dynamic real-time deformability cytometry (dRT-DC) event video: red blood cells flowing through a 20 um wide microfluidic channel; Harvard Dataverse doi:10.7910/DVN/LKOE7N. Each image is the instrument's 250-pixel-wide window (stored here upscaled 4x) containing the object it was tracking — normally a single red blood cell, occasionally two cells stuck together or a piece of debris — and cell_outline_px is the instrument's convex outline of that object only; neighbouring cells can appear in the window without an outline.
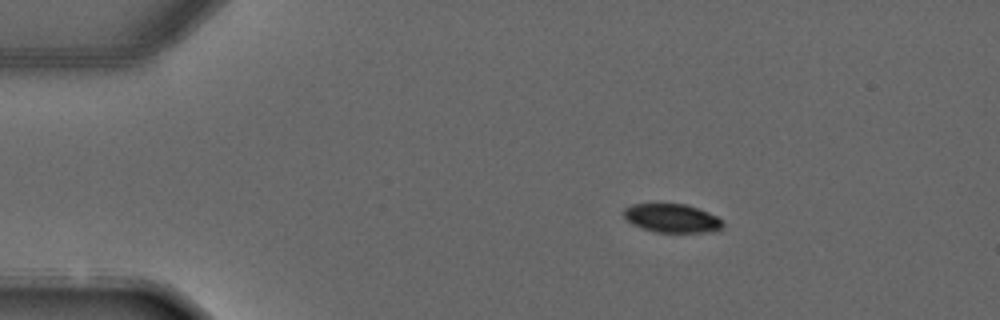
{"species": "common noctule bat (a hibernating species)", "species_latin": "Nyctalus noctula", "temperature_condition": "warm", "stored_images_in_passage": 4, "camera_frame_rate_fps": 3000, "um_per_image_px": 0.085, "animal": {"sex": "male", "forearm_length_mm": 52.5}, "frame": {"image": 1, "passage_image": 2, "time_ms": 1.333, "image_size_px": [1000, 320], "cell_outline_px": [[724, 228], [720, 232], [656, 232], [632, 224], [624, 216], [624, 208], [632, 204], [684, 204], [708, 212], [724, 220]], "centroid_in_image_um": [57.19, 18.56], "position_along_channel_um": 27.8, "area_um2": 16.59}}
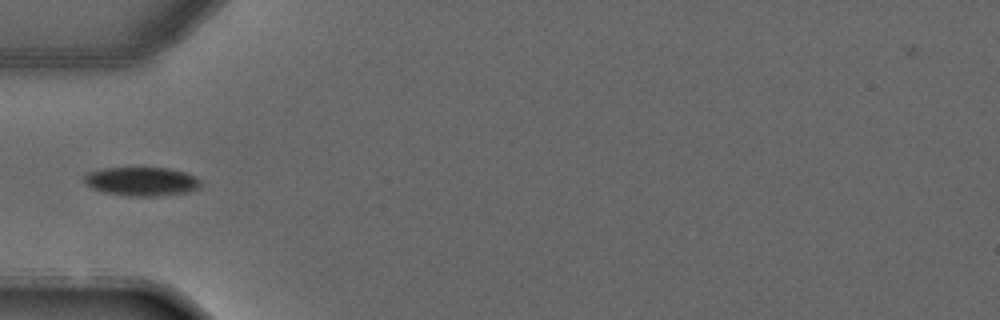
{"frame": {"image": 2, "passage_image": 4, "time_ms": 3.667, "image_size_px": [1000, 320], "cell_outline_px": [[200, 188], [188, 192], [156, 196], [128, 196], [104, 192], [92, 188], [84, 180], [84, 176], [88, 172], [104, 168], [168, 168], [184, 172], [196, 176], [200, 180]], "centroid_in_image_um": [12.06, 15.42], "position_along_channel_um": 72.9, "area_um2": 19.48}}